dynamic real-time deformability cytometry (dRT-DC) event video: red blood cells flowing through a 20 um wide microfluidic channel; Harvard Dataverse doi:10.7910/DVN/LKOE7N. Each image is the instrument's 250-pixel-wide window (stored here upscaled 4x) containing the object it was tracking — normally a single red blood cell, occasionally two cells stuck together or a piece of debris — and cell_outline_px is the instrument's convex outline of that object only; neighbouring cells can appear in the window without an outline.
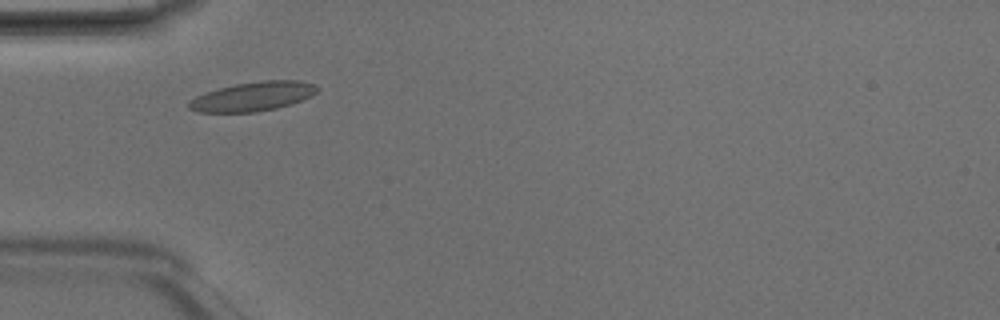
{"species": "Egyptian fruit bat (a non-hibernating species)", "species_latin": "Rousettus aegyptiacus", "temperature_condition": "room temperature", "stored_images_in_passage": 3, "camera_frame_rate_fps": 3000, "um_per_image_px": 0.085, "animal": {"sex": "male"}, "frame": {"image": 1, "passage_image": 2, "time_ms": 0.333, "image_size_px": [1000, 320], "cell_outline_px": [[320, 88], [312, 96], [292, 104], [276, 108], [256, 112], [196, 112], [188, 108], [188, 104], [196, 96], [220, 88], [236, 84], [264, 80], [300, 80], [316, 84]], "centroid_in_image_um": [21.56, 8.2], "position_along_channel_um": 63.4, "area_um2": 21.79}}